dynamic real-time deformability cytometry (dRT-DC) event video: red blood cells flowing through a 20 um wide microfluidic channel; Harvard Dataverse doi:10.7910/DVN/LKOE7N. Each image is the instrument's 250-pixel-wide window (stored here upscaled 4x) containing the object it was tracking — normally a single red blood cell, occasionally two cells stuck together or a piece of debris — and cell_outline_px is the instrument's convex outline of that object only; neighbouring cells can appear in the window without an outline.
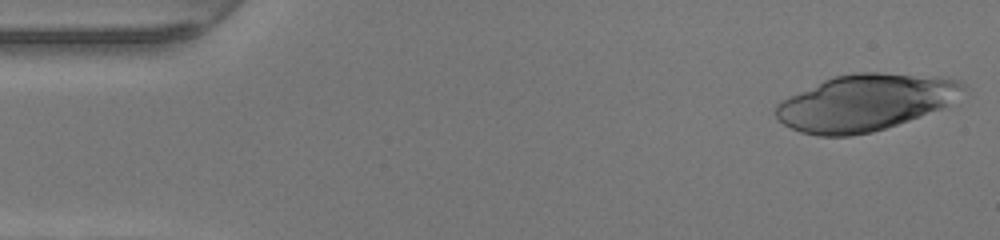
{"species": "human", "species_latin": "Homo sapiens", "temperature_condition": "warm", "stored_images_in_passage": 47, "camera_frame_rate_fps": 3000, "um_per_image_px": 0.085, "donor": {"sex": "female"}, "frame": {"image": 1, "passage_image": 1, "time_ms": 0.0, "image_size_px": [1000, 240], "cell_outline_px": [[964, 88], [940, 108], [920, 116], [872, 132], [852, 136], [816, 136], [800, 132], [784, 124], [776, 116], [776, 104], [780, 100], [824, 80], [836, 76], [856, 72], [880, 72], [936, 76], [960, 80], [964, 84]], "centroid_in_image_um": [73.47, 8.71], "position_along_channel_um": 11.5, "area_um2": 60.81}}